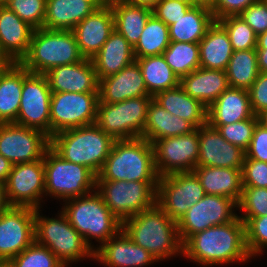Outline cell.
I'll list each match as a JSON object with an SVG mask.
<instances>
[{
  "label": "cell",
  "instance_id": "cell-1",
  "mask_svg": "<svg viewBox=\"0 0 267 267\" xmlns=\"http://www.w3.org/2000/svg\"><path fill=\"white\" fill-rule=\"evenodd\" d=\"M183 255L203 266L246 262L251 256L246 247L245 224L237 217L198 232L183 244Z\"/></svg>",
  "mask_w": 267,
  "mask_h": 267
},
{
  "label": "cell",
  "instance_id": "cell-2",
  "mask_svg": "<svg viewBox=\"0 0 267 267\" xmlns=\"http://www.w3.org/2000/svg\"><path fill=\"white\" fill-rule=\"evenodd\" d=\"M122 230L135 244L150 252L157 262L183 254L177 222L157 204L125 219Z\"/></svg>",
  "mask_w": 267,
  "mask_h": 267
},
{
  "label": "cell",
  "instance_id": "cell-3",
  "mask_svg": "<svg viewBox=\"0 0 267 267\" xmlns=\"http://www.w3.org/2000/svg\"><path fill=\"white\" fill-rule=\"evenodd\" d=\"M97 180L159 181L153 145L142 137L115 140Z\"/></svg>",
  "mask_w": 267,
  "mask_h": 267
},
{
  "label": "cell",
  "instance_id": "cell-4",
  "mask_svg": "<svg viewBox=\"0 0 267 267\" xmlns=\"http://www.w3.org/2000/svg\"><path fill=\"white\" fill-rule=\"evenodd\" d=\"M114 139L96 124L60 131L50 137V147L64 160L84 165L98 175Z\"/></svg>",
  "mask_w": 267,
  "mask_h": 267
},
{
  "label": "cell",
  "instance_id": "cell-5",
  "mask_svg": "<svg viewBox=\"0 0 267 267\" xmlns=\"http://www.w3.org/2000/svg\"><path fill=\"white\" fill-rule=\"evenodd\" d=\"M71 200V201H70ZM62 211L71 226L83 237L85 243L95 251L90 239L103 244L122 229V222L116 218L95 190L86 196L65 200Z\"/></svg>",
  "mask_w": 267,
  "mask_h": 267
},
{
  "label": "cell",
  "instance_id": "cell-6",
  "mask_svg": "<svg viewBox=\"0 0 267 267\" xmlns=\"http://www.w3.org/2000/svg\"><path fill=\"white\" fill-rule=\"evenodd\" d=\"M84 59L72 30L39 28L34 30L28 52L19 63L31 73L45 74Z\"/></svg>",
  "mask_w": 267,
  "mask_h": 267
},
{
  "label": "cell",
  "instance_id": "cell-7",
  "mask_svg": "<svg viewBox=\"0 0 267 267\" xmlns=\"http://www.w3.org/2000/svg\"><path fill=\"white\" fill-rule=\"evenodd\" d=\"M39 211L40 208L35 209V242L51 250L65 267L86 257L94 259V251L71 226L63 211L57 218L40 216Z\"/></svg>",
  "mask_w": 267,
  "mask_h": 267
},
{
  "label": "cell",
  "instance_id": "cell-8",
  "mask_svg": "<svg viewBox=\"0 0 267 267\" xmlns=\"http://www.w3.org/2000/svg\"><path fill=\"white\" fill-rule=\"evenodd\" d=\"M45 195L67 200L96 190L97 175L84 165L64 160L51 147L43 156Z\"/></svg>",
  "mask_w": 267,
  "mask_h": 267
},
{
  "label": "cell",
  "instance_id": "cell-9",
  "mask_svg": "<svg viewBox=\"0 0 267 267\" xmlns=\"http://www.w3.org/2000/svg\"><path fill=\"white\" fill-rule=\"evenodd\" d=\"M151 95L98 103L95 124L114 140L143 138Z\"/></svg>",
  "mask_w": 267,
  "mask_h": 267
},
{
  "label": "cell",
  "instance_id": "cell-10",
  "mask_svg": "<svg viewBox=\"0 0 267 267\" xmlns=\"http://www.w3.org/2000/svg\"><path fill=\"white\" fill-rule=\"evenodd\" d=\"M158 181L97 180V192L121 222L156 205Z\"/></svg>",
  "mask_w": 267,
  "mask_h": 267
},
{
  "label": "cell",
  "instance_id": "cell-11",
  "mask_svg": "<svg viewBox=\"0 0 267 267\" xmlns=\"http://www.w3.org/2000/svg\"><path fill=\"white\" fill-rule=\"evenodd\" d=\"M98 102V93H52L50 137L63 130L95 124Z\"/></svg>",
  "mask_w": 267,
  "mask_h": 267
},
{
  "label": "cell",
  "instance_id": "cell-12",
  "mask_svg": "<svg viewBox=\"0 0 267 267\" xmlns=\"http://www.w3.org/2000/svg\"><path fill=\"white\" fill-rule=\"evenodd\" d=\"M206 195L201 183L192 172L173 173L159 177L156 204L174 221L178 222Z\"/></svg>",
  "mask_w": 267,
  "mask_h": 267
},
{
  "label": "cell",
  "instance_id": "cell-13",
  "mask_svg": "<svg viewBox=\"0 0 267 267\" xmlns=\"http://www.w3.org/2000/svg\"><path fill=\"white\" fill-rule=\"evenodd\" d=\"M237 203L221 195L206 194L177 222L182 244L192 235L215 225L234 221L238 215L233 213Z\"/></svg>",
  "mask_w": 267,
  "mask_h": 267
},
{
  "label": "cell",
  "instance_id": "cell-14",
  "mask_svg": "<svg viewBox=\"0 0 267 267\" xmlns=\"http://www.w3.org/2000/svg\"><path fill=\"white\" fill-rule=\"evenodd\" d=\"M51 94L45 74L29 72L23 79L20 108L14 124L39 129L50 137Z\"/></svg>",
  "mask_w": 267,
  "mask_h": 267
},
{
  "label": "cell",
  "instance_id": "cell-15",
  "mask_svg": "<svg viewBox=\"0 0 267 267\" xmlns=\"http://www.w3.org/2000/svg\"><path fill=\"white\" fill-rule=\"evenodd\" d=\"M155 168L159 177L192 172L199 157L198 128L188 134L156 140L153 144Z\"/></svg>",
  "mask_w": 267,
  "mask_h": 267
},
{
  "label": "cell",
  "instance_id": "cell-16",
  "mask_svg": "<svg viewBox=\"0 0 267 267\" xmlns=\"http://www.w3.org/2000/svg\"><path fill=\"white\" fill-rule=\"evenodd\" d=\"M50 147V137L39 129L0 123V154L12 164L38 161Z\"/></svg>",
  "mask_w": 267,
  "mask_h": 267
},
{
  "label": "cell",
  "instance_id": "cell-17",
  "mask_svg": "<svg viewBox=\"0 0 267 267\" xmlns=\"http://www.w3.org/2000/svg\"><path fill=\"white\" fill-rule=\"evenodd\" d=\"M10 206L40 208L45 194L43 158L38 161L13 164L5 182Z\"/></svg>",
  "mask_w": 267,
  "mask_h": 267
},
{
  "label": "cell",
  "instance_id": "cell-18",
  "mask_svg": "<svg viewBox=\"0 0 267 267\" xmlns=\"http://www.w3.org/2000/svg\"><path fill=\"white\" fill-rule=\"evenodd\" d=\"M35 209L10 206L0 213V261H10L34 242Z\"/></svg>",
  "mask_w": 267,
  "mask_h": 267
},
{
  "label": "cell",
  "instance_id": "cell-19",
  "mask_svg": "<svg viewBox=\"0 0 267 267\" xmlns=\"http://www.w3.org/2000/svg\"><path fill=\"white\" fill-rule=\"evenodd\" d=\"M199 157L197 166L242 169L245 151L226 141L208 123L198 128Z\"/></svg>",
  "mask_w": 267,
  "mask_h": 267
},
{
  "label": "cell",
  "instance_id": "cell-20",
  "mask_svg": "<svg viewBox=\"0 0 267 267\" xmlns=\"http://www.w3.org/2000/svg\"><path fill=\"white\" fill-rule=\"evenodd\" d=\"M113 31L112 8L105 1L72 29L80 52L87 59L100 51Z\"/></svg>",
  "mask_w": 267,
  "mask_h": 267
},
{
  "label": "cell",
  "instance_id": "cell-21",
  "mask_svg": "<svg viewBox=\"0 0 267 267\" xmlns=\"http://www.w3.org/2000/svg\"><path fill=\"white\" fill-rule=\"evenodd\" d=\"M35 28L0 4V58L19 63L27 54Z\"/></svg>",
  "mask_w": 267,
  "mask_h": 267
},
{
  "label": "cell",
  "instance_id": "cell-22",
  "mask_svg": "<svg viewBox=\"0 0 267 267\" xmlns=\"http://www.w3.org/2000/svg\"><path fill=\"white\" fill-rule=\"evenodd\" d=\"M96 248L94 259L106 267H143L157 262L150 252L135 244L122 229Z\"/></svg>",
  "mask_w": 267,
  "mask_h": 267
},
{
  "label": "cell",
  "instance_id": "cell-23",
  "mask_svg": "<svg viewBox=\"0 0 267 267\" xmlns=\"http://www.w3.org/2000/svg\"><path fill=\"white\" fill-rule=\"evenodd\" d=\"M147 95L142 71L136 60L118 73L98 80V103L113 104Z\"/></svg>",
  "mask_w": 267,
  "mask_h": 267
},
{
  "label": "cell",
  "instance_id": "cell-24",
  "mask_svg": "<svg viewBox=\"0 0 267 267\" xmlns=\"http://www.w3.org/2000/svg\"><path fill=\"white\" fill-rule=\"evenodd\" d=\"M45 76L52 93H98V79L91 59L54 67Z\"/></svg>",
  "mask_w": 267,
  "mask_h": 267
},
{
  "label": "cell",
  "instance_id": "cell-25",
  "mask_svg": "<svg viewBox=\"0 0 267 267\" xmlns=\"http://www.w3.org/2000/svg\"><path fill=\"white\" fill-rule=\"evenodd\" d=\"M254 116L249 92L229 87L207 108V123L218 128Z\"/></svg>",
  "mask_w": 267,
  "mask_h": 267
},
{
  "label": "cell",
  "instance_id": "cell-26",
  "mask_svg": "<svg viewBox=\"0 0 267 267\" xmlns=\"http://www.w3.org/2000/svg\"><path fill=\"white\" fill-rule=\"evenodd\" d=\"M103 2V0H46L43 28L72 30Z\"/></svg>",
  "mask_w": 267,
  "mask_h": 267
},
{
  "label": "cell",
  "instance_id": "cell-27",
  "mask_svg": "<svg viewBox=\"0 0 267 267\" xmlns=\"http://www.w3.org/2000/svg\"><path fill=\"white\" fill-rule=\"evenodd\" d=\"M179 85L189 96L199 100L207 108L230 87L224 70L201 67L181 77Z\"/></svg>",
  "mask_w": 267,
  "mask_h": 267
},
{
  "label": "cell",
  "instance_id": "cell-28",
  "mask_svg": "<svg viewBox=\"0 0 267 267\" xmlns=\"http://www.w3.org/2000/svg\"><path fill=\"white\" fill-rule=\"evenodd\" d=\"M29 71L20 63L7 62L0 69V123H14L19 113L22 85Z\"/></svg>",
  "mask_w": 267,
  "mask_h": 267
},
{
  "label": "cell",
  "instance_id": "cell-29",
  "mask_svg": "<svg viewBox=\"0 0 267 267\" xmlns=\"http://www.w3.org/2000/svg\"><path fill=\"white\" fill-rule=\"evenodd\" d=\"M91 60L97 79L100 80L118 73L136 59L133 47L123 35L114 29L100 51Z\"/></svg>",
  "mask_w": 267,
  "mask_h": 267
},
{
  "label": "cell",
  "instance_id": "cell-30",
  "mask_svg": "<svg viewBox=\"0 0 267 267\" xmlns=\"http://www.w3.org/2000/svg\"><path fill=\"white\" fill-rule=\"evenodd\" d=\"M193 172L206 194L225 196L238 204L243 190L241 169L197 166Z\"/></svg>",
  "mask_w": 267,
  "mask_h": 267
},
{
  "label": "cell",
  "instance_id": "cell-31",
  "mask_svg": "<svg viewBox=\"0 0 267 267\" xmlns=\"http://www.w3.org/2000/svg\"><path fill=\"white\" fill-rule=\"evenodd\" d=\"M198 44L201 68L226 70L234 50L227 31L218 21H214Z\"/></svg>",
  "mask_w": 267,
  "mask_h": 267
},
{
  "label": "cell",
  "instance_id": "cell-32",
  "mask_svg": "<svg viewBox=\"0 0 267 267\" xmlns=\"http://www.w3.org/2000/svg\"><path fill=\"white\" fill-rule=\"evenodd\" d=\"M195 129L189 121L172 115L152 99L148 107L143 138L153 144L158 139L181 136Z\"/></svg>",
  "mask_w": 267,
  "mask_h": 267
},
{
  "label": "cell",
  "instance_id": "cell-33",
  "mask_svg": "<svg viewBox=\"0 0 267 267\" xmlns=\"http://www.w3.org/2000/svg\"><path fill=\"white\" fill-rule=\"evenodd\" d=\"M153 99L172 115L189 121L195 128L207 123V107L189 96L180 85L157 93Z\"/></svg>",
  "mask_w": 267,
  "mask_h": 267
},
{
  "label": "cell",
  "instance_id": "cell-34",
  "mask_svg": "<svg viewBox=\"0 0 267 267\" xmlns=\"http://www.w3.org/2000/svg\"><path fill=\"white\" fill-rule=\"evenodd\" d=\"M107 2L112 8L114 29L134 47L149 17L153 14L152 9L147 6L129 4L126 0H109Z\"/></svg>",
  "mask_w": 267,
  "mask_h": 267
},
{
  "label": "cell",
  "instance_id": "cell-35",
  "mask_svg": "<svg viewBox=\"0 0 267 267\" xmlns=\"http://www.w3.org/2000/svg\"><path fill=\"white\" fill-rule=\"evenodd\" d=\"M214 21L210 8L195 5L169 26V39L176 42L199 43Z\"/></svg>",
  "mask_w": 267,
  "mask_h": 267
},
{
  "label": "cell",
  "instance_id": "cell-36",
  "mask_svg": "<svg viewBox=\"0 0 267 267\" xmlns=\"http://www.w3.org/2000/svg\"><path fill=\"white\" fill-rule=\"evenodd\" d=\"M136 61L141 68L148 94L152 97L179 85L180 78L167 64L163 55L137 58Z\"/></svg>",
  "mask_w": 267,
  "mask_h": 267
},
{
  "label": "cell",
  "instance_id": "cell-37",
  "mask_svg": "<svg viewBox=\"0 0 267 267\" xmlns=\"http://www.w3.org/2000/svg\"><path fill=\"white\" fill-rule=\"evenodd\" d=\"M225 72L230 87L248 91L260 73L256 49L234 51Z\"/></svg>",
  "mask_w": 267,
  "mask_h": 267
},
{
  "label": "cell",
  "instance_id": "cell-38",
  "mask_svg": "<svg viewBox=\"0 0 267 267\" xmlns=\"http://www.w3.org/2000/svg\"><path fill=\"white\" fill-rule=\"evenodd\" d=\"M169 44V27L152 14L133 47L135 59L162 55Z\"/></svg>",
  "mask_w": 267,
  "mask_h": 267
},
{
  "label": "cell",
  "instance_id": "cell-39",
  "mask_svg": "<svg viewBox=\"0 0 267 267\" xmlns=\"http://www.w3.org/2000/svg\"><path fill=\"white\" fill-rule=\"evenodd\" d=\"M162 55L179 78L200 67L198 43L170 41Z\"/></svg>",
  "mask_w": 267,
  "mask_h": 267
},
{
  "label": "cell",
  "instance_id": "cell-40",
  "mask_svg": "<svg viewBox=\"0 0 267 267\" xmlns=\"http://www.w3.org/2000/svg\"><path fill=\"white\" fill-rule=\"evenodd\" d=\"M217 21L227 31L234 51L256 49L257 35L239 15L226 16Z\"/></svg>",
  "mask_w": 267,
  "mask_h": 267
},
{
  "label": "cell",
  "instance_id": "cell-41",
  "mask_svg": "<svg viewBox=\"0 0 267 267\" xmlns=\"http://www.w3.org/2000/svg\"><path fill=\"white\" fill-rule=\"evenodd\" d=\"M9 262L13 267H65L51 250L35 241Z\"/></svg>",
  "mask_w": 267,
  "mask_h": 267
},
{
  "label": "cell",
  "instance_id": "cell-42",
  "mask_svg": "<svg viewBox=\"0 0 267 267\" xmlns=\"http://www.w3.org/2000/svg\"><path fill=\"white\" fill-rule=\"evenodd\" d=\"M245 224L246 247L251 258L267 248V215L262 217H239ZM263 249V250H262Z\"/></svg>",
  "mask_w": 267,
  "mask_h": 267
},
{
  "label": "cell",
  "instance_id": "cell-43",
  "mask_svg": "<svg viewBox=\"0 0 267 267\" xmlns=\"http://www.w3.org/2000/svg\"><path fill=\"white\" fill-rule=\"evenodd\" d=\"M4 5L33 28H43L46 0H8Z\"/></svg>",
  "mask_w": 267,
  "mask_h": 267
},
{
  "label": "cell",
  "instance_id": "cell-44",
  "mask_svg": "<svg viewBox=\"0 0 267 267\" xmlns=\"http://www.w3.org/2000/svg\"><path fill=\"white\" fill-rule=\"evenodd\" d=\"M258 122V116L254 115L252 118L246 120L220 125L217 130L226 141L246 151L252 139L254 128Z\"/></svg>",
  "mask_w": 267,
  "mask_h": 267
},
{
  "label": "cell",
  "instance_id": "cell-45",
  "mask_svg": "<svg viewBox=\"0 0 267 267\" xmlns=\"http://www.w3.org/2000/svg\"><path fill=\"white\" fill-rule=\"evenodd\" d=\"M237 208L245 213L238 217H262L267 215V188L243 187Z\"/></svg>",
  "mask_w": 267,
  "mask_h": 267
},
{
  "label": "cell",
  "instance_id": "cell-46",
  "mask_svg": "<svg viewBox=\"0 0 267 267\" xmlns=\"http://www.w3.org/2000/svg\"><path fill=\"white\" fill-rule=\"evenodd\" d=\"M193 6L178 0H160L152 8V13L169 27L184 16Z\"/></svg>",
  "mask_w": 267,
  "mask_h": 267
},
{
  "label": "cell",
  "instance_id": "cell-47",
  "mask_svg": "<svg viewBox=\"0 0 267 267\" xmlns=\"http://www.w3.org/2000/svg\"><path fill=\"white\" fill-rule=\"evenodd\" d=\"M243 187L267 188V163L253 159H244L242 166Z\"/></svg>",
  "mask_w": 267,
  "mask_h": 267
},
{
  "label": "cell",
  "instance_id": "cell-48",
  "mask_svg": "<svg viewBox=\"0 0 267 267\" xmlns=\"http://www.w3.org/2000/svg\"><path fill=\"white\" fill-rule=\"evenodd\" d=\"M239 16L257 36L267 31V2L265 0H258L249 5Z\"/></svg>",
  "mask_w": 267,
  "mask_h": 267
},
{
  "label": "cell",
  "instance_id": "cell-49",
  "mask_svg": "<svg viewBox=\"0 0 267 267\" xmlns=\"http://www.w3.org/2000/svg\"><path fill=\"white\" fill-rule=\"evenodd\" d=\"M245 159H253L267 163V129L256 124L249 147L245 151Z\"/></svg>",
  "mask_w": 267,
  "mask_h": 267
},
{
  "label": "cell",
  "instance_id": "cell-50",
  "mask_svg": "<svg viewBox=\"0 0 267 267\" xmlns=\"http://www.w3.org/2000/svg\"><path fill=\"white\" fill-rule=\"evenodd\" d=\"M248 92L254 115L258 116L267 110V73L260 72Z\"/></svg>",
  "mask_w": 267,
  "mask_h": 267
},
{
  "label": "cell",
  "instance_id": "cell-51",
  "mask_svg": "<svg viewBox=\"0 0 267 267\" xmlns=\"http://www.w3.org/2000/svg\"><path fill=\"white\" fill-rule=\"evenodd\" d=\"M258 0H216L211 8L215 21L226 16H238Z\"/></svg>",
  "mask_w": 267,
  "mask_h": 267
},
{
  "label": "cell",
  "instance_id": "cell-52",
  "mask_svg": "<svg viewBox=\"0 0 267 267\" xmlns=\"http://www.w3.org/2000/svg\"><path fill=\"white\" fill-rule=\"evenodd\" d=\"M12 163L0 154V182L5 183L11 172Z\"/></svg>",
  "mask_w": 267,
  "mask_h": 267
},
{
  "label": "cell",
  "instance_id": "cell-53",
  "mask_svg": "<svg viewBox=\"0 0 267 267\" xmlns=\"http://www.w3.org/2000/svg\"><path fill=\"white\" fill-rule=\"evenodd\" d=\"M260 72L267 73V49H256Z\"/></svg>",
  "mask_w": 267,
  "mask_h": 267
},
{
  "label": "cell",
  "instance_id": "cell-54",
  "mask_svg": "<svg viewBox=\"0 0 267 267\" xmlns=\"http://www.w3.org/2000/svg\"><path fill=\"white\" fill-rule=\"evenodd\" d=\"M10 207L6 196L5 183L0 182V213H3Z\"/></svg>",
  "mask_w": 267,
  "mask_h": 267
},
{
  "label": "cell",
  "instance_id": "cell-55",
  "mask_svg": "<svg viewBox=\"0 0 267 267\" xmlns=\"http://www.w3.org/2000/svg\"><path fill=\"white\" fill-rule=\"evenodd\" d=\"M129 4L153 8L160 0H126Z\"/></svg>",
  "mask_w": 267,
  "mask_h": 267
},
{
  "label": "cell",
  "instance_id": "cell-56",
  "mask_svg": "<svg viewBox=\"0 0 267 267\" xmlns=\"http://www.w3.org/2000/svg\"><path fill=\"white\" fill-rule=\"evenodd\" d=\"M256 49H267V31L257 36Z\"/></svg>",
  "mask_w": 267,
  "mask_h": 267
},
{
  "label": "cell",
  "instance_id": "cell-57",
  "mask_svg": "<svg viewBox=\"0 0 267 267\" xmlns=\"http://www.w3.org/2000/svg\"><path fill=\"white\" fill-rule=\"evenodd\" d=\"M194 2V6H205L207 8H212L216 0H192Z\"/></svg>",
  "mask_w": 267,
  "mask_h": 267
},
{
  "label": "cell",
  "instance_id": "cell-58",
  "mask_svg": "<svg viewBox=\"0 0 267 267\" xmlns=\"http://www.w3.org/2000/svg\"><path fill=\"white\" fill-rule=\"evenodd\" d=\"M259 123L267 129V110L258 115Z\"/></svg>",
  "mask_w": 267,
  "mask_h": 267
},
{
  "label": "cell",
  "instance_id": "cell-59",
  "mask_svg": "<svg viewBox=\"0 0 267 267\" xmlns=\"http://www.w3.org/2000/svg\"><path fill=\"white\" fill-rule=\"evenodd\" d=\"M0 267H13L9 261H0Z\"/></svg>",
  "mask_w": 267,
  "mask_h": 267
},
{
  "label": "cell",
  "instance_id": "cell-60",
  "mask_svg": "<svg viewBox=\"0 0 267 267\" xmlns=\"http://www.w3.org/2000/svg\"><path fill=\"white\" fill-rule=\"evenodd\" d=\"M178 1L188 3L189 5H194V2L192 0H178Z\"/></svg>",
  "mask_w": 267,
  "mask_h": 267
},
{
  "label": "cell",
  "instance_id": "cell-61",
  "mask_svg": "<svg viewBox=\"0 0 267 267\" xmlns=\"http://www.w3.org/2000/svg\"><path fill=\"white\" fill-rule=\"evenodd\" d=\"M7 62L0 58V69L6 64Z\"/></svg>",
  "mask_w": 267,
  "mask_h": 267
},
{
  "label": "cell",
  "instance_id": "cell-62",
  "mask_svg": "<svg viewBox=\"0 0 267 267\" xmlns=\"http://www.w3.org/2000/svg\"><path fill=\"white\" fill-rule=\"evenodd\" d=\"M8 0H0V4H4Z\"/></svg>",
  "mask_w": 267,
  "mask_h": 267
}]
</instances>
